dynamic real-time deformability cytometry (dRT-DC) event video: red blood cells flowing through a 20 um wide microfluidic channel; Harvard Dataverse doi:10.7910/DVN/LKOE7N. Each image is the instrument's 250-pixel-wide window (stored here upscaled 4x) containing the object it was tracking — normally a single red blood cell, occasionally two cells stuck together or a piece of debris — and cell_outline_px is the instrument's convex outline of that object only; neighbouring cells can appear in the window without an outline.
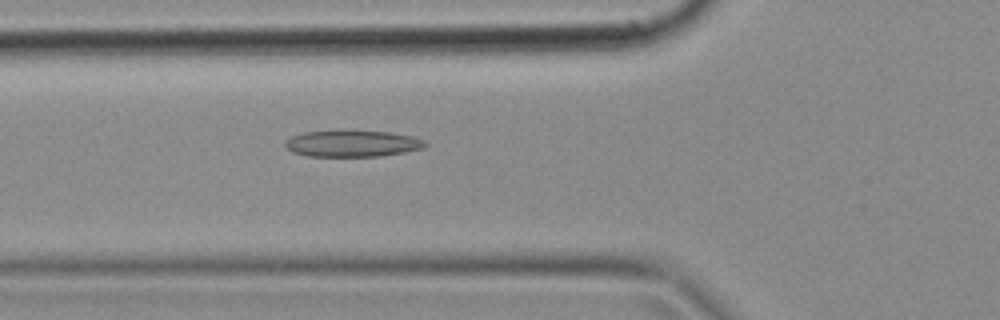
{"species": "common noctule bat (a hibernating species)", "species_latin": "Nyctalus noctula", "temperature_condition": "cold", "stored_images_in_passage": 48, "camera_frame_rate_fps": 3000, "um_per_image_px": 0.085, "animal": {"sex": "female", "body_mass_g": 18.4}, "frame": {"image": 1, "passage_image": 16, "time_ms": 5.0, "image_size_px": [1000, 320], "cell_outline_px": [[428, 144], [424, 148], [404, 152], [380, 156], [308, 156], [292, 152], [284, 144], [284, 140], [292, 136], [304, 132], [336, 128], [340, 128], [388, 132], [412, 136], [424, 140]], "centroid_in_image_um": [29.91, 12.16], "position_along_channel_um": 95.9, "area_um2": 22.37}}
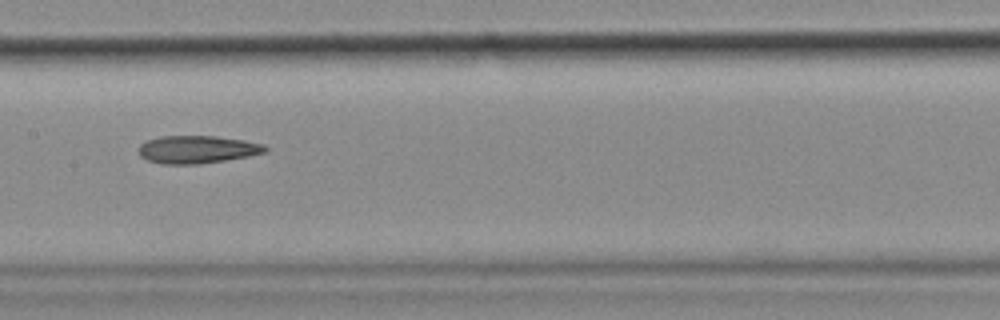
{"frame": {"image": 2, "passage_image": 23, "time_ms": 7.333, "image_size_px": [1000, 320], "cell_outline_px": [[268, 148], [264, 152], [248, 156], [200, 164], [160, 164], [148, 160], [140, 156], [140, 144], [148, 140], [160, 136], [216, 136], [244, 140], [264, 144]], "centroid_in_image_um": [16.76, 12.7], "position_along_channel_um": 190.6, "area_um2": 20.35}}
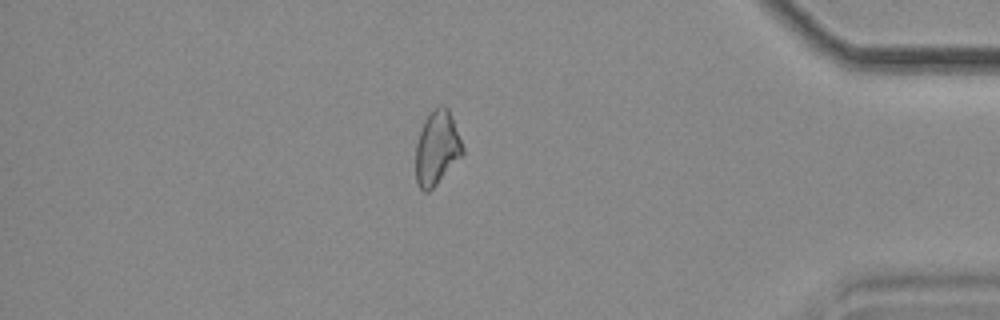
{"frame": {"image": 3, "passage_image": 41, "time_ms": 13.333, "image_size_px": [1000, 320], "cell_outline_px": [[464, 152], [436, 184], [428, 192], [424, 192], [420, 188], [416, 180], [416, 144], [424, 120], [428, 112], [440, 104], [444, 104], [448, 108], [452, 116], [464, 148]], "centroid_in_image_um": [37.13, 12.53], "position_along_channel_um": 398.1, "area_um2": 20.11}}